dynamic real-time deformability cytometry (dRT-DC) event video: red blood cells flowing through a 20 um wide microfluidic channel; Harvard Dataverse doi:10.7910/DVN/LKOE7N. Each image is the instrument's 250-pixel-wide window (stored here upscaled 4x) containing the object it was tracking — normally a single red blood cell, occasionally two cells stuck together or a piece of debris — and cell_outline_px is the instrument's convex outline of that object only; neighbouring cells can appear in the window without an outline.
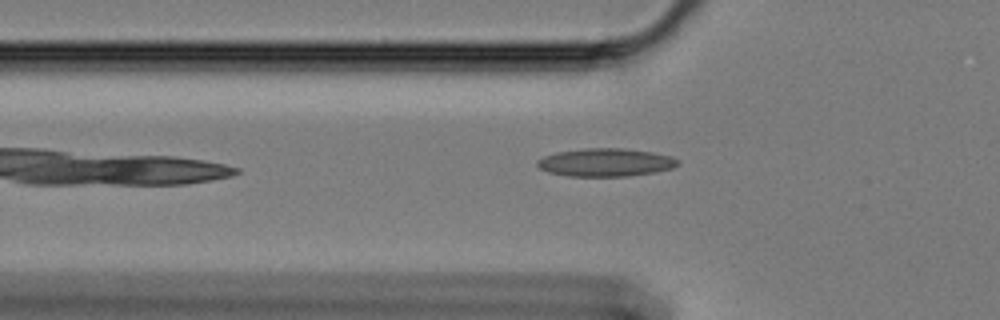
{"species": "Egyptian fruit bat (a non-hibernating species)", "species_latin": "Rousettus aegyptiacus", "temperature_condition": "cold", "stored_images_in_passage": 39, "camera_frame_rate_fps": 3000, "um_per_image_px": 0.085, "animal": {"sex": "female"}, "frame": {"image": 1, "passage_image": 5, "time_ms": 1.333, "image_size_px": [1000, 320], "cell_outline_px": [[680, 164], [672, 168], [656, 172], [628, 176], [568, 176], [548, 172], [540, 168], [536, 164], [536, 160], [544, 156], [556, 152], [584, 148], [624, 148], [652, 152], [672, 156], [680, 160]], "centroid_in_image_um": [51.49, 13.8], "position_along_channel_um": 74.3, "area_um2": 23.18}}
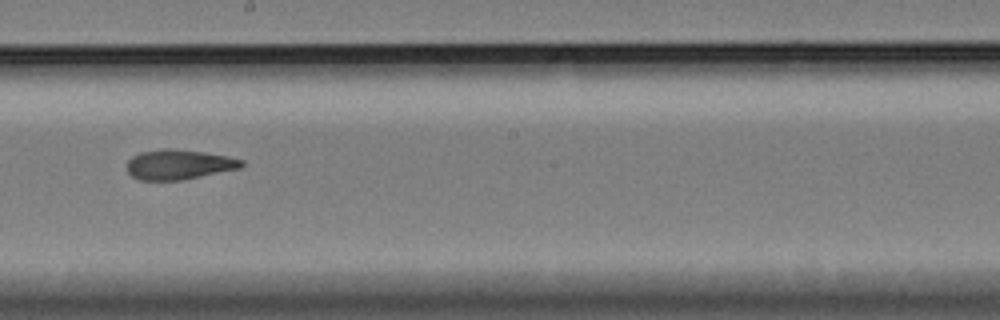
{"frame": {"image": 2, "passage_image": 19, "time_ms": 6.0, "image_size_px": [1000, 320], "cell_outline_px": [[244, 164], [240, 168], [180, 180], [140, 180], [132, 176], [128, 172], [128, 160], [132, 156], [140, 152], [160, 148], [168, 148], [204, 152], [228, 156], [244, 160]], "centroid_in_image_um": [15.19, 13.97], "position_along_channel_um": 233.0, "area_um2": 19.88}}
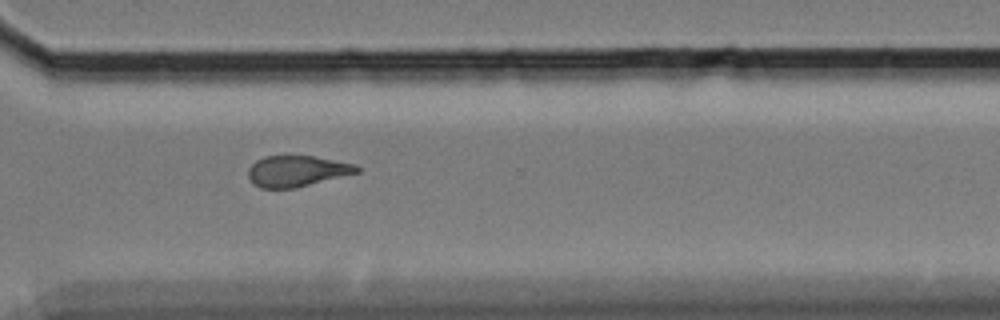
{"frame": {"image": 3, "passage_image": 29, "time_ms": 9.333, "image_size_px": [1000, 320], "cell_outline_px": [[360, 172], [292, 188], [260, 188], [252, 184], [248, 176], [248, 168], [256, 160], [264, 156], [312, 156], [356, 164], [360, 168]], "centroid_in_image_um": [25.2, 14.54], "position_along_channel_um": 345.4, "area_um2": 19.48}, "authors_computed_cell_mechanics": {"area_um2": 20.4034, "velocity_mm_per_s": 3.3819, "shape_relaxation_time_tau1_ms": 10.725, "shape_relaxation_time_tau2_ms": 4.0263, "deformation_change_tau1": 0.1965, "deformation_change_tau2": 0.117}}